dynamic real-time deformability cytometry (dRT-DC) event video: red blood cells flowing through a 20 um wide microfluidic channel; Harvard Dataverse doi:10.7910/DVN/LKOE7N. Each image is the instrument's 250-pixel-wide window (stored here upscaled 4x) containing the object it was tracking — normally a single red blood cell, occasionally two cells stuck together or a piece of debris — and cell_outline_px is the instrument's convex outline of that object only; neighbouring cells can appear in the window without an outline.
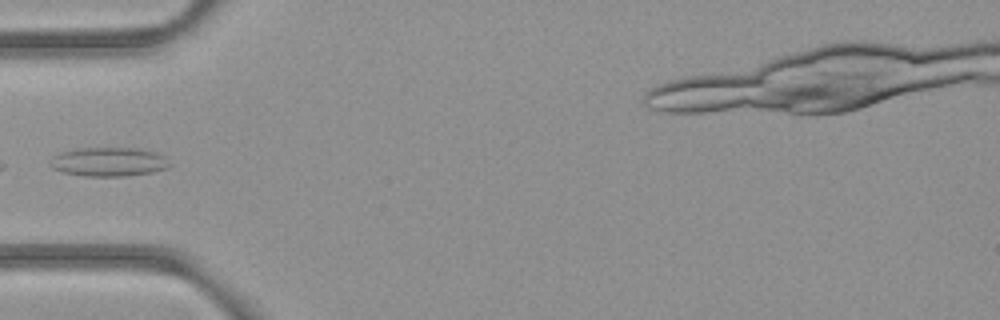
{"species": "common noctule bat (a hibernating species)", "species_latin": "Nyctalus noctula", "temperature_condition": "room temperature", "stored_images_in_passage": 27, "camera_frame_rate_fps": 3000, "um_per_image_px": 0.085, "animal": {"sex": "female", "body_mass_g": 21.9}, "frame": {"image": 1, "passage_image": 1, "time_ms": 0.0, "image_size_px": [1000, 320], "cell_outline_px": [[172, 164], [168, 168], [152, 172], [128, 176], [84, 176], [64, 172], [52, 168], [52, 160], [60, 152], [72, 148], [140, 148], [156, 152], [164, 156]], "centroid_in_image_um": [9.3, 13.75], "position_along_channel_um": 75.7, "area_um2": 20.23}}
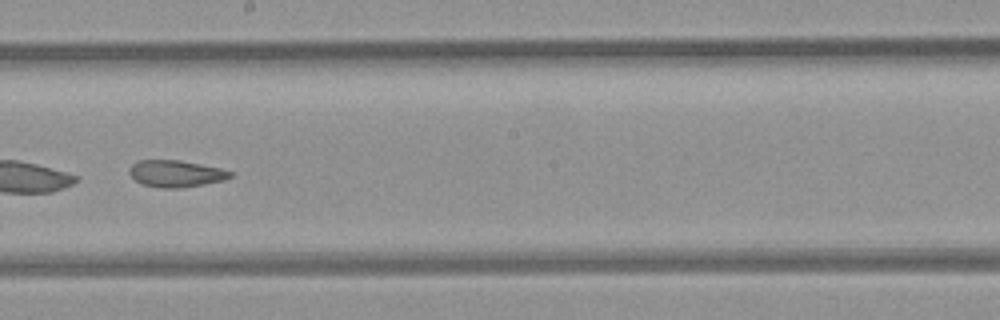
{"frame": {"image": 2, "passage_image": 13, "time_ms": 4.0, "image_size_px": [1000, 320], "cell_outline_px": [[232, 176], [224, 180], [204, 184], [180, 188], [160, 188], [144, 184], [136, 180], [128, 172], [128, 168], [132, 164], [140, 160], [180, 160], [220, 168], [232, 172]], "centroid_in_image_um": [14.94, 14.75], "position_along_channel_um": 233.3, "area_um2": 15.66}}
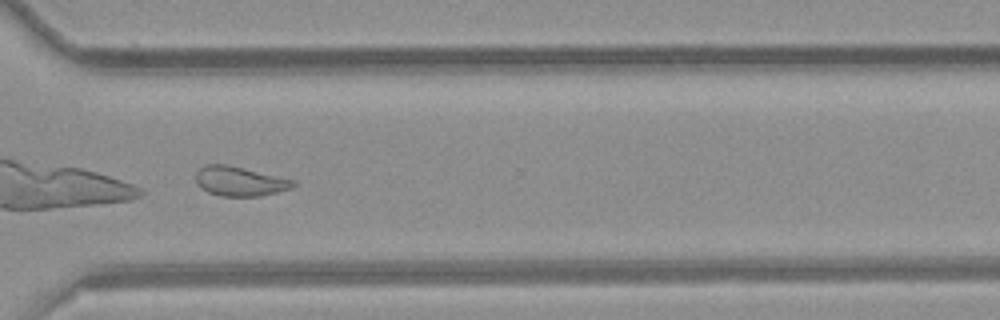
{"frame": {"image": 3, "passage_image": 22, "time_ms": 7.0, "image_size_px": [1000, 320], "cell_outline_px": [[296, 184], [292, 188], [260, 196], [220, 196], [208, 192], [200, 188], [196, 184], [196, 172], [200, 168], [208, 164], [228, 164], [296, 180]], "centroid_in_image_um": [20.38, 15.4], "position_along_channel_um": 350.2, "area_um2": 16.88}}